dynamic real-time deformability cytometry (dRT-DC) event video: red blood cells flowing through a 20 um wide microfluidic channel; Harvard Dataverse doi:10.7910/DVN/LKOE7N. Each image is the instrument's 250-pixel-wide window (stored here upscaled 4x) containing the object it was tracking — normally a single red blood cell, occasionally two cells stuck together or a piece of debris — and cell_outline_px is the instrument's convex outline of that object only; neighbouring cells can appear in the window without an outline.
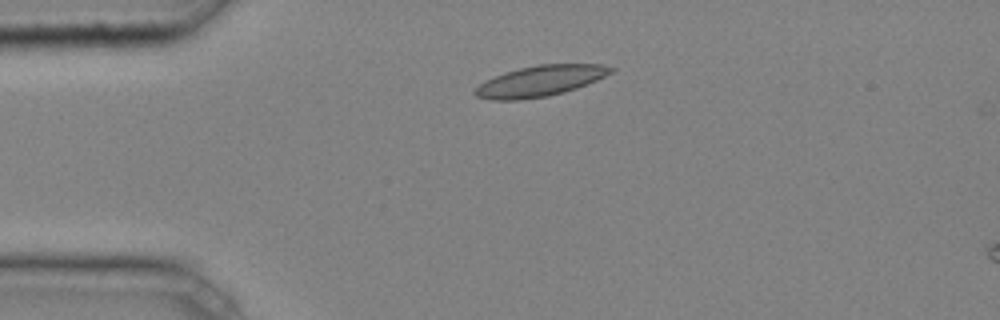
{"species": "common noctule bat (a hibernating species)", "species_latin": "Nyctalus noctula", "temperature_condition": "cold", "stored_images_in_passage": 3, "camera_frame_rate_fps": 3000, "um_per_image_px": 0.085, "animal": {"sex": "male", "body_mass_g": 20.4}, "frame": {"image": 1, "passage_image": 2, "time_ms": 0.333, "image_size_px": [1000, 320], "cell_outline_px": [[616, 68], [612, 72], [596, 80], [576, 88], [564, 92], [548, 96], [520, 100], [492, 100], [476, 96], [472, 92], [480, 84], [504, 72], [520, 68], [540, 64], [600, 64]], "centroid_in_image_um": [45.91, 6.89], "position_along_channel_um": 39.1, "area_um2": 24.1}}